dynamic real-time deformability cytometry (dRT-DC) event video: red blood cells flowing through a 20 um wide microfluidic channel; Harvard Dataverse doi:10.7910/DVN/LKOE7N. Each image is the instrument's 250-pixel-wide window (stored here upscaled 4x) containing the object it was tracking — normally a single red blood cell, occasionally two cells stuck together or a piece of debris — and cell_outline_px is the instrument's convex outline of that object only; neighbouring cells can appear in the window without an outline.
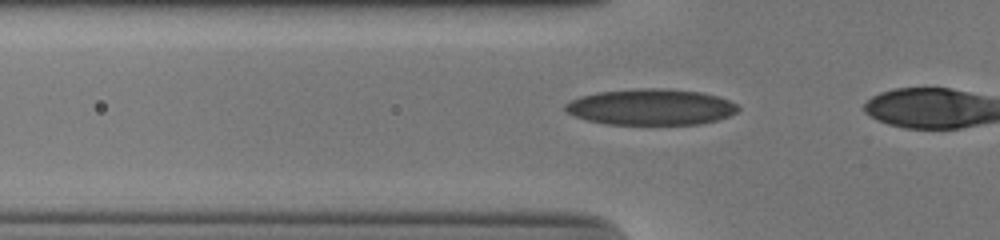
{"species": "human", "species_latin": "Homo sapiens", "temperature_condition": "cold", "stored_images_in_passage": 15, "camera_frame_rate_fps": 3000, "um_per_image_px": 0.085, "donor": {"sex": "male"}, "frame": {"image": 1, "passage_image": 14, "time_ms": 4.333, "image_size_px": [1000, 240], "cell_outline_px": [[740, 108], [736, 112], [728, 116], [716, 120], [700, 124], [604, 124], [588, 120], [576, 116], [568, 112], [564, 108], [564, 104], [580, 96], [596, 92], [636, 88], [664, 88], [700, 92], [716, 96], [728, 100], [736, 104]], "centroid_in_image_um": [55.31, 9.09], "position_along_channel_um": 70.5, "area_um2": 36.24}}